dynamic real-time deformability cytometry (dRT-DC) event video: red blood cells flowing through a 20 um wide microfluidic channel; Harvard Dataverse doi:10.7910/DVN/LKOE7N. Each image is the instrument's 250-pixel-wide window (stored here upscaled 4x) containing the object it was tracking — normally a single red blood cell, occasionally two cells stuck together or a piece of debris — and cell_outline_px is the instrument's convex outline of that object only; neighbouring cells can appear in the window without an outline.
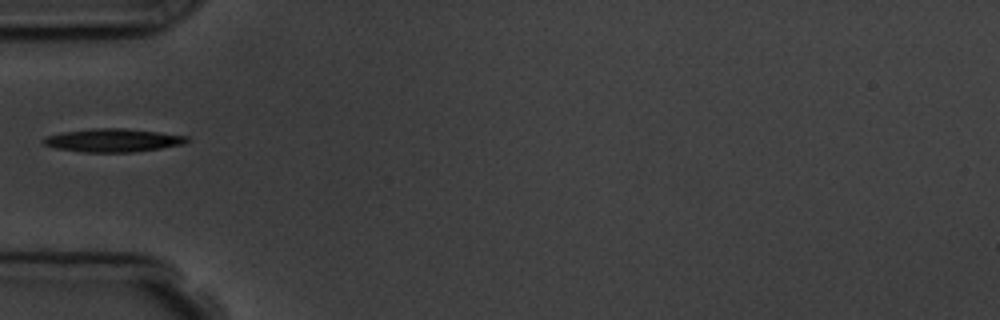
{"species": "common noctule bat (a hibernating species)", "species_latin": "Nyctalus noctula", "temperature_condition": "room temperature", "stored_images_in_passage": 1, "camera_frame_rate_fps": 3000, "um_per_image_px": 0.085, "animal": {"sex": "male", "body_mass_g": 19.5, "forearm_length_mm": 54.6}, "frame": {"image": 1, "passage_image": 1, "time_ms": 0.0, "image_size_px": [1000, 320], "cell_outline_px": [[188, 140], [184, 144], [160, 148], [132, 152], [80, 152], [56, 148], [44, 144], [40, 140], [44, 136], [60, 132], [92, 128], [124, 128], [188, 136]], "centroid_in_image_um": [9.52, 11.92], "position_along_channel_um": 75.5, "area_um2": 19.48}}